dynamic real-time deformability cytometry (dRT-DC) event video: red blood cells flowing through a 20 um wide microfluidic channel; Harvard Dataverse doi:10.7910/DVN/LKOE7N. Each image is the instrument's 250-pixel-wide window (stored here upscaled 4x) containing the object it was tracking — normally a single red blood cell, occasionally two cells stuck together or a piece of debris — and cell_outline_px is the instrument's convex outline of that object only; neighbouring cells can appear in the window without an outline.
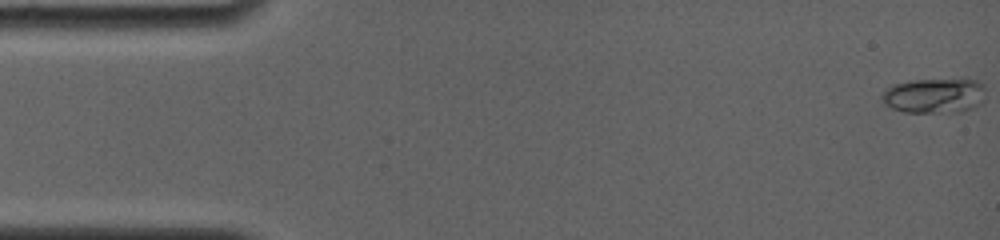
{"species": "common noctule bat (a hibernating species)", "species_latin": "Nyctalus noctula", "temperature_condition": "room temperature", "stored_images_in_passage": 70, "camera_frame_rate_fps": 4000, "um_per_image_px": 0.085, "animal": {"sex": "female", "body_mass_g": 19.0, "forearm_length_mm": 56.7}, "frame": {"image": 1, "passage_image": 1, "time_ms": 0.0, "image_size_px": [1000, 240], "cell_outline_px": [[984, 88], [968, 108], [960, 112], [904, 112], [892, 108], [884, 104], [880, 100], [880, 96], [892, 84], [912, 80], [976, 80]], "centroid_in_image_um": [79.21, 8.13], "position_along_channel_um": 5.8, "area_um2": 20.11}}
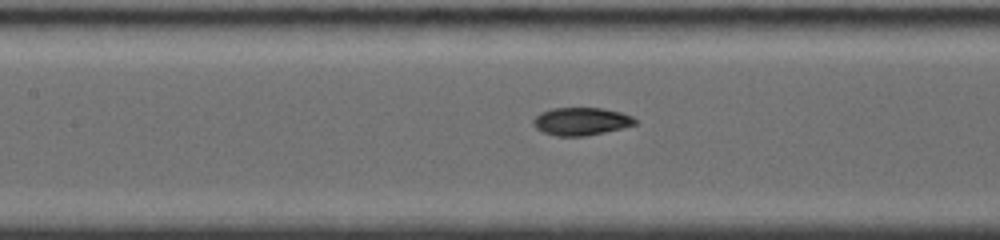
{"frame": {"image": 2, "passage_image": 28, "time_ms": 7.25, "image_size_px": [1000, 240], "cell_outline_px": [[636, 124], [604, 132], [584, 136], [556, 136], [544, 132], [536, 128], [532, 124], [532, 120], [540, 112], [552, 108], [600, 108], [620, 112], [632, 116], [636, 120]], "centroid_in_image_um": [49.35, 10.31], "position_along_channel_um": 158.0, "area_um2": 16.36}}
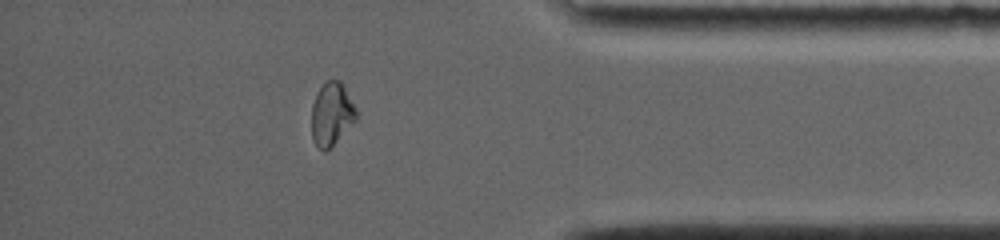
{"frame": {"image": 3, "passage_image": 55, "time_ms": 14.0, "image_size_px": [1000, 240], "cell_outline_px": [[356, 120], [324, 152], [312, 140], [312, 104], [320, 88], [328, 80], [340, 80], [356, 108]], "centroid_in_image_um": [28.18, 9.68], "position_along_channel_um": 407.0, "area_um2": 15.9}, "authors_computed_cell_mechanics": {"area_um2": 16.4152, "velocity_mm_per_s": 3.8856, "shape_relaxation_time_tau1_ms": 7.0628, "shape_relaxation_time_tau2_ms": null, "deformation_change_tau1": 0.2525, "deformation_change_tau2": null}}